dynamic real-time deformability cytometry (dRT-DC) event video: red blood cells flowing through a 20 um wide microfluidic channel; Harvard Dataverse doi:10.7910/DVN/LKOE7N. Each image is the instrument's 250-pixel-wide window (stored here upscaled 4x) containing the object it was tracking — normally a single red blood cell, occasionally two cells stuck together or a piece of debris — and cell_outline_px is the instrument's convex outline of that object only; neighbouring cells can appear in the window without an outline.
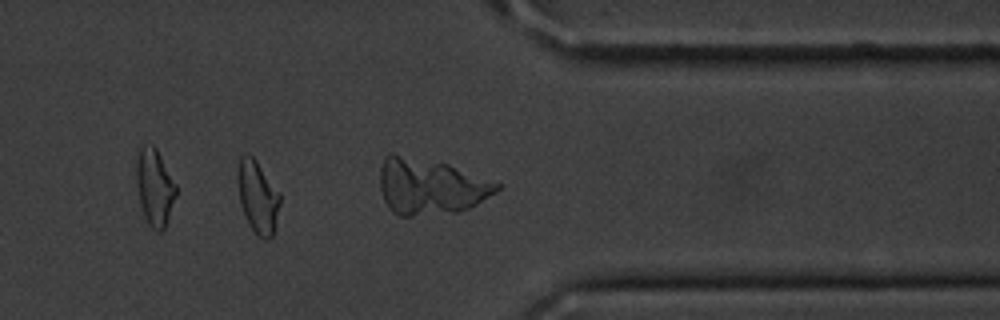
{"species": "common noctule bat (a hibernating species)", "species_latin": "Nyctalus noctula", "temperature_condition": "cold", "stored_images_in_passage": 33, "camera_frame_rate_fps": 3000, "um_per_image_px": 0.085, "animal": {"sex": "male", "body_mass_g": 20.1, "forearm_length_mm": 53.5}, "frame": {"image": 1, "passage_image": 31, "time_ms": 10.0, "image_size_px": [1000, 320], "cell_outline_px": [[280, 204], [272, 236], [268, 240], [264, 240], [256, 236], [248, 224], [240, 204], [236, 180], [236, 172], [240, 156], [252, 156], [256, 160], [280, 192]], "centroid_in_image_um": [21.88, 16.76], "position_along_channel_um": 389.5, "area_um2": 18.15}}